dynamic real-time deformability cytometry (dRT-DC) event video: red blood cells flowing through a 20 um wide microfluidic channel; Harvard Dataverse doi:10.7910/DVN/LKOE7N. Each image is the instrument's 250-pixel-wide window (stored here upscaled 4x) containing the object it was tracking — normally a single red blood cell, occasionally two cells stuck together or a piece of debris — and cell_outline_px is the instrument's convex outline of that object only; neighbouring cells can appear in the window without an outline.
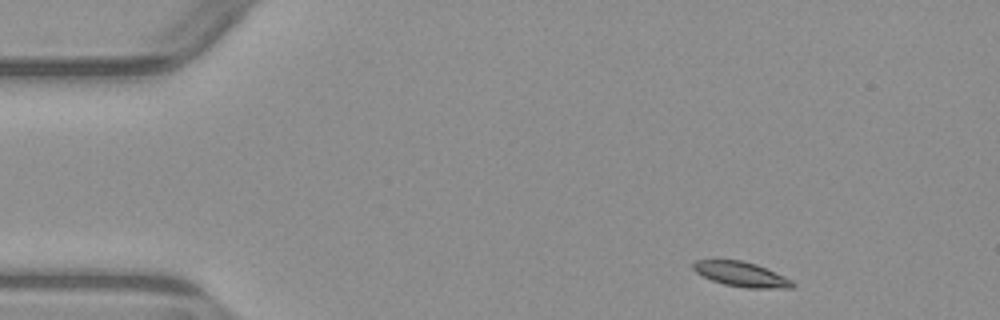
{"species": "common noctule bat (a hibernating species)", "species_latin": "Nyctalus noctula", "temperature_condition": "warm", "stored_images_in_passage": 5, "camera_frame_rate_fps": 3000, "um_per_image_px": 0.085, "animal": {"sex": "male", "body_mass_g": 23.1, "forearm_length_mm": 52.7}, "frame": {"image": 1, "passage_image": 1, "time_ms": 0.0, "image_size_px": [1000, 320], "cell_outline_px": [[796, 284], [792, 288], [744, 288], [724, 284], [712, 280], [696, 272], [692, 268], [692, 264], [696, 260], [740, 260], [756, 264], [784, 276], [792, 280]], "centroid_in_image_um": [63.02, 23.32], "position_along_channel_um": 22.0, "area_um2": 14.28}}
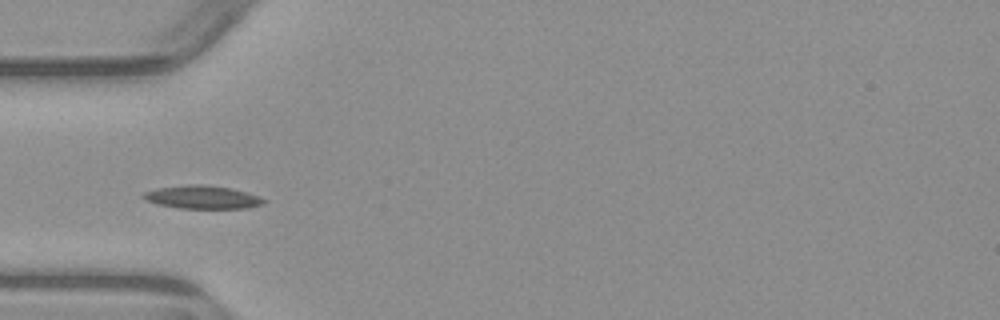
{"frame": {"image": 2, "passage_image": 4, "time_ms": 3.333, "image_size_px": [1000, 320], "cell_outline_px": [[268, 200], [264, 204], [244, 208], [176, 208], [156, 204], [144, 200], [140, 196], [144, 192], [156, 188], [188, 184], [204, 184], [232, 188], [248, 192], [260, 196]], "centroid_in_image_um": [17.19, 16.75], "position_along_channel_um": 67.8, "area_um2": 16.59}}
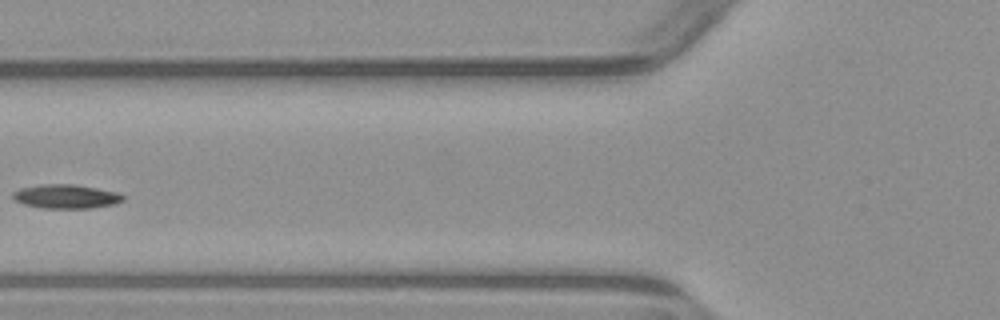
{"frame": {"image": 3, "passage_image": 5, "time_ms": 4.667, "image_size_px": [1000, 320], "cell_outline_px": [[124, 200], [116, 204], [92, 208], [44, 208], [24, 204], [16, 200], [12, 196], [12, 192], [20, 188], [40, 184], [76, 184], [116, 192], [124, 196]], "centroid_in_image_um": [5.62, 16.69], "position_along_channel_um": 120.2, "area_um2": 15.43}}